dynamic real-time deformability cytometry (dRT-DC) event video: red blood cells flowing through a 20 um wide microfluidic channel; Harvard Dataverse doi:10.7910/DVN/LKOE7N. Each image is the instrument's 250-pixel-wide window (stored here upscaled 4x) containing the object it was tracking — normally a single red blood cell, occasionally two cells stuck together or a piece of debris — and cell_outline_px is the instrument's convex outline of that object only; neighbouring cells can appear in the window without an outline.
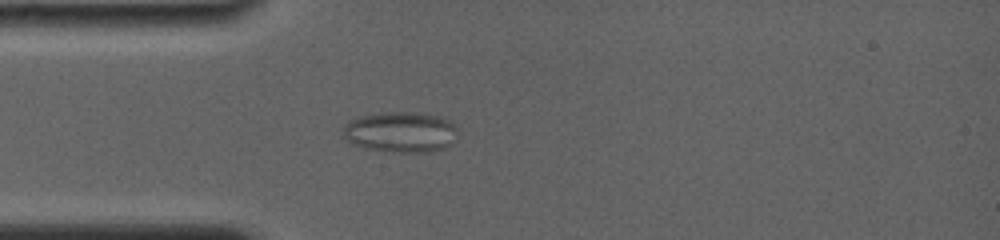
{"species": "common noctule bat (a hibernating species)", "species_latin": "Nyctalus noctula", "temperature_condition": "room temperature", "stored_images_in_passage": 55, "camera_frame_rate_fps": 4000, "um_per_image_px": 0.085, "animal": {"sex": "female", "body_mass_g": 19.0, "forearm_length_mm": 56.7}, "frame": {"image": 1, "passage_image": 8, "time_ms": 1.75, "image_size_px": [1000, 240], "cell_outline_px": [[456, 140], [452, 144], [440, 148], [424, 152], [400, 152], [364, 148], [352, 144], [344, 136], [340, 128], [348, 120], [356, 116], [384, 112], [424, 112], [440, 116], [452, 120], [456, 128]], "centroid_in_image_um": [34.03, 11.19], "position_along_channel_um": 51.0, "area_um2": 27.63}}
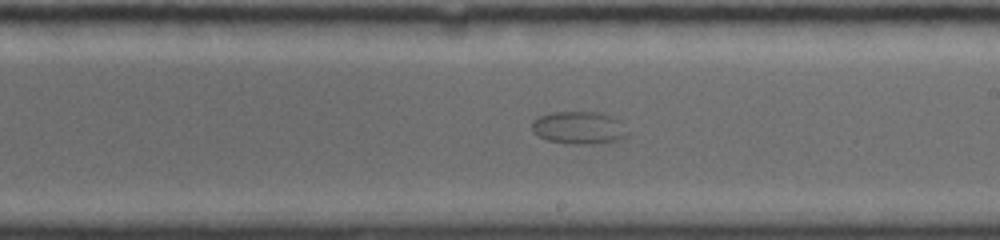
{"frame": {"image": 2, "passage_image": 28, "time_ms": 7.25, "image_size_px": [1000, 240], "cell_outline_px": [[628, 132], [624, 136], [616, 140], [592, 144], [572, 144], [548, 140], [532, 132], [532, 120], [536, 116], [552, 112], [600, 112], [612, 116]], "centroid_in_image_um": [49.13, 10.84], "position_along_channel_um": 239.9, "area_um2": 17.98}}
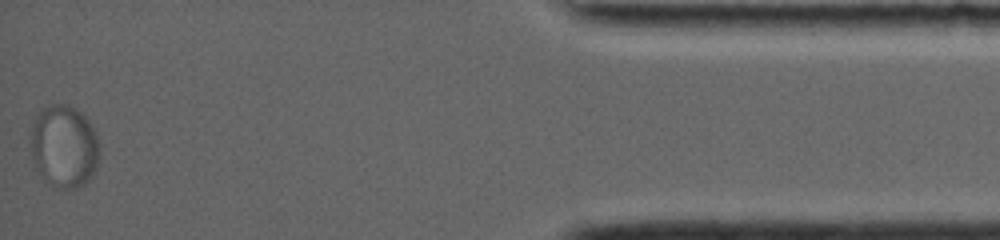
{"frame": {"image": 3, "passage_image": 54, "time_ms": 14.5, "image_size_px": [1000, 240], "cell_outline_px": [[100, 156], [96, 168], [92, 176], [88, 180], [76, 188], [52, 188], [40, 176], [32, 156], [28, 132], [36, 112], [40, 108], [48, 104], [68, 104], [76, 108], [88, 120], [96, 132], [100, 144]], "centroid_in_image_um": [5.41, 12.41], "position_along_channel_um": 429.8, "area_um2": 34.22}}